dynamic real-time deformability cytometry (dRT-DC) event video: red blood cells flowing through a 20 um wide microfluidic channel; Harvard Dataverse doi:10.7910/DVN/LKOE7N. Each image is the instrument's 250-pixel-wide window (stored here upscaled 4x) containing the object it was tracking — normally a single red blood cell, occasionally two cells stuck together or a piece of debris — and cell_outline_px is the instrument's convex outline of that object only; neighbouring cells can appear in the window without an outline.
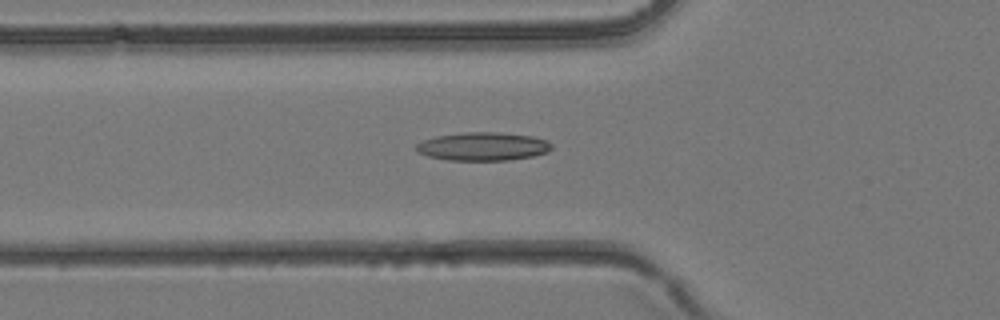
{"species": "common noctule bat (a hibernating species)", "species_latin": "Nyctalus noctula", "temperature_condition": "room temperature", "stored_images_in_passage": 39, "camera_frame_rate_fps": 3000, "um_per_image_px": 0.085, "animal": {"sex": "female", "body_mass_g": 24.6, "forearm_length_mm": 56.2}, "frame": {"image": 1, "passage_image": 14, "time_ms": 4.333, "image_size_px": [1000, 320], "cell_outline_px": [[552, 148], [548, 152], [532, 156], [508, 160], [448, 160], [428, 156], [416, 152], [416, 144], [424, 140], [436, 136], [464, 132], [496, 132], [532, 136], [548, 140], [552, 144]], "centroid_in_image_um": [41.06, 12.44], "position_along_channel_um": 84.7, "area_um2": 22.37}}
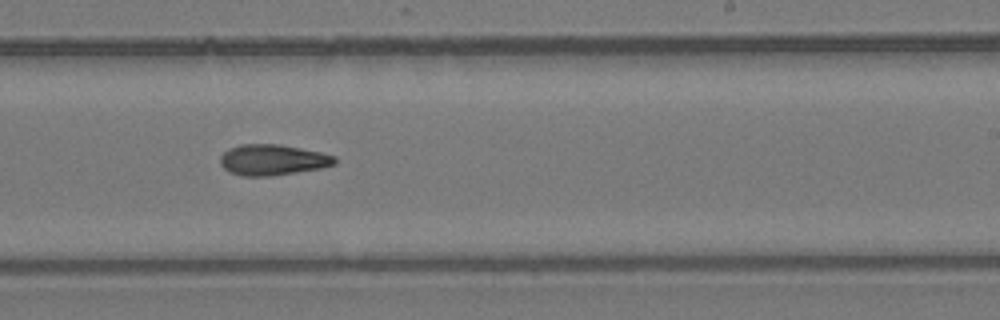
{"frame": {"image": 2, "passage_image": 24, "time_ms": 7.667, "image_size_px": [1000, 320], "cell_outline_px": [[336, 164], [320, 168], [272, 176], [240, 176], [228, 172], [220, 164], [220, 156], [228, 148], [240, 144], [280, 144], [320, 152], [336, 156]], "centroid_in_image_um": [23.14, 13.59], "position_along_channel_um": 265.9, "area_um2": 20.69}}
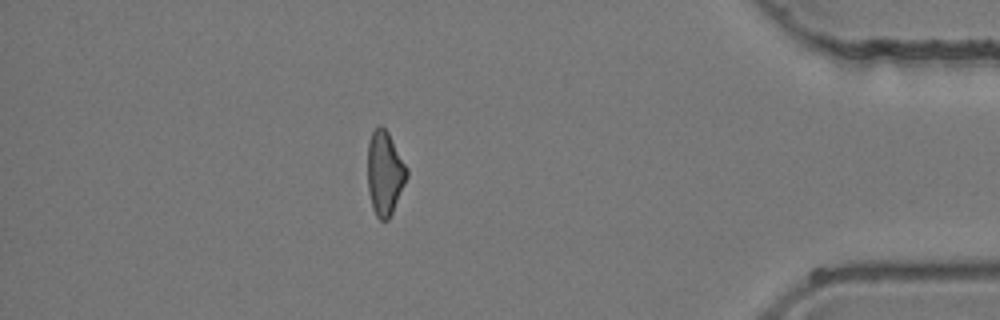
{"frame": {"image": 3, "passage_image": 34, "time_ms": 11.0, "image_size_px": [1000, 320], "cell_outline_px": [[408, 176], [392, 212], [388, 220], [380, 220], [376, 216], [372, 208], [368, 192], [368, 140], [372, 132], [380, 124], [388, 132], [408, 168]], "centroid_in_image_um": [32.7, 14.71], "position_along_channel_um": 402.5, "area_um2": 19.19}}